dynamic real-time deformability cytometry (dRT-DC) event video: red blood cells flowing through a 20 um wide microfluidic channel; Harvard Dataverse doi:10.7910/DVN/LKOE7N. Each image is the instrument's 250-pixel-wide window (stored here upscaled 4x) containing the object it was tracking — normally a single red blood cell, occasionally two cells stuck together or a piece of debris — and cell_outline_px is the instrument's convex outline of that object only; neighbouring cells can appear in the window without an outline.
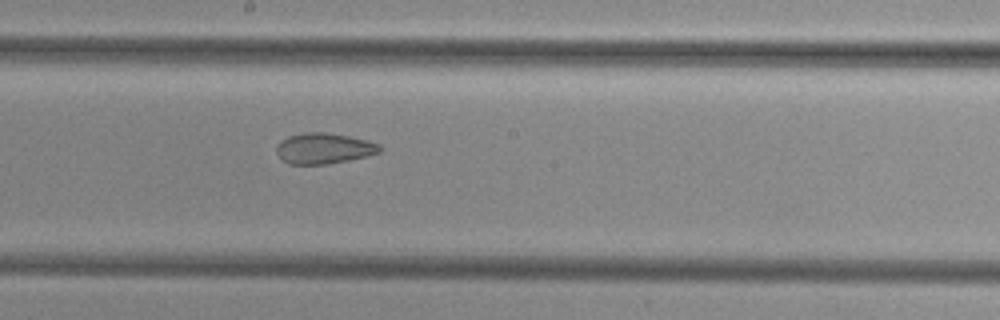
{"species": "common noctule bat (a hibernating species)", "species_latin": "Nyctalus noctula", "temperature_condition": "cold", "stored_images_in_passage": 26, "camera_frame_rate_fps": 3000, "um_per_image_px": 0.085, "animal": {"sex": "female", "body_mass_g": 29.2, "forearm_length_mm": 56.3}, "frame": {"image": 1, "passage_image": 19, "time_ms": 6.0, "image_size_px": [1000, 320], "cell_outline_px": [[380, 152], [368, 156], [328, 164], [288, 164], [280, 160], [276, 152], [276, 144], [280, 140], [288, 136], [304, 132], [324, 132], [348, 136], [368, 140], [380, 144]], "centroid_in_image_um": [27.48, 12.61], "position_along_channel_um": 220.7, "area_um2": 18.73}}
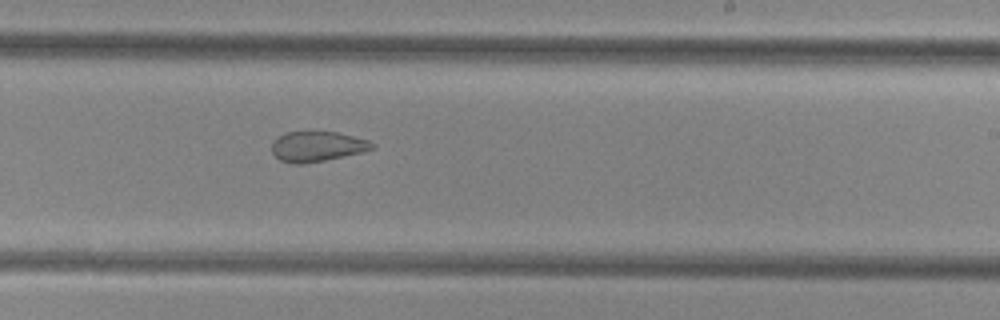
{"frame": {"image": 2, "passage_image": 22, "time_ms": 7.0, "image_size_px": [1000, 320], "cell_outline_px": [[376, 148], [364, 152], [304, 164], [292, 164], [280, 160], [272, 152], [272, 140], [284, 132], [336, 132], [368, 140], [376, 144]], "centroid_in_image_um": [26.96, 12.45], "position_along_channel_um": 262.0, "area_um2": 17.74}}